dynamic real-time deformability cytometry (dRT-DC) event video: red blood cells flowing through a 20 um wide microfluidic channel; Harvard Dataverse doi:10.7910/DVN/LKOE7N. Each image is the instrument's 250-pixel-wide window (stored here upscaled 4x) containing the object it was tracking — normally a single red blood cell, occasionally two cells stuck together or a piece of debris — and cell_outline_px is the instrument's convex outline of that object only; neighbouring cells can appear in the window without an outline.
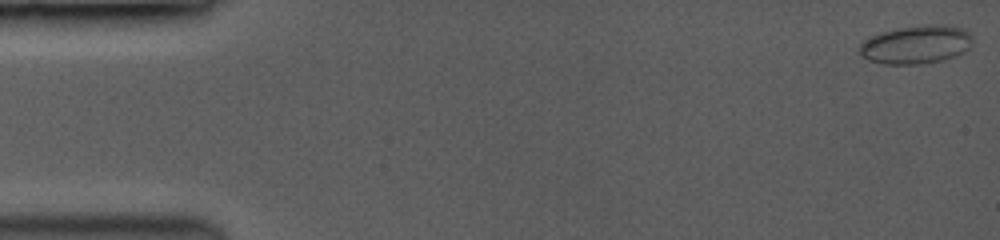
{"species": "common noctule bat (a hibernating species)", "species_latin": "Nyctalus noctula", "temperature_condition": "room temperature", "stored_images_in_passage": 82, "camera_frame_rate_fps": 3500, "um_per_image_px": 0.085, "animal": {"sex": "female", "body_mass_g": 19.0, "forearm_length_mm": 53.3}, "frame": {"image": 1, "passage_image": 1, "time_ms": 0.0, "image_size_px": [1000, 240], "cell_outline_px": [[968, 36], [960, 52], [952, 56], [940, 60], [920, 64], [888, 64], [868, 60], [860, 52], [860, 44], [864, 40], [884, 32], [904, 28], [960, 28]], "centroid_in_image_um": [77.67, 3.87], "position_along_channel_um": 7.3, "area_um2": 22.72}}
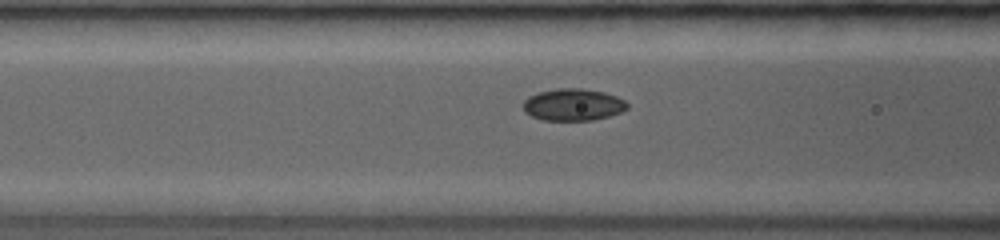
{"frame": {"image": 2, "passage_image": 33, "time_ms": 6.571, "image_size_px": [1000, 240], "cell_outline_px": [[628, 108], [620, 112], [608, 116], [592, 120], [544, 120], [532, 116], [524, 108], [524, 100], [540, 92], [560, 88], [580, 88], [604, 92], [616, 96], [624, 100], [628, 104]], "centroid_in_image_um": [48.76, 8.9], "position_along_channel_um": 117.8, "area_um2": 19.02}}
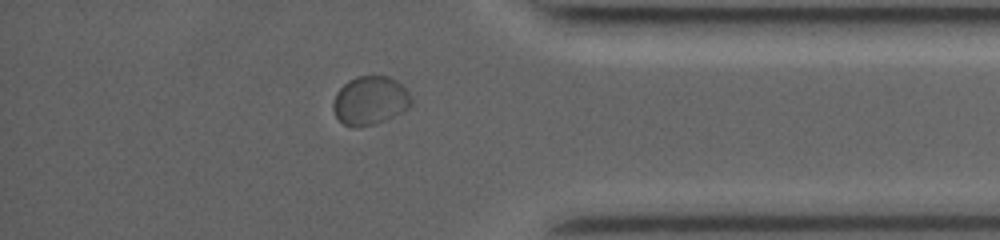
{"frame": {"image": 3, "passage_image": 70, "time_ms": 14.0, "image_size_px": [1000, 240], "cell_outline_px": [[412, 104], [404, 112], [376, 124], [356, 128], [352, 128], [344, 124], [336, 116], [332, 108], [332, 104], [336, 92], [348, 80], [356, 76], [388, 76], [396, 80], [412, 96]], "centroid_in_image_um": [31.46, 8.56], "position_along_channel_um": 403.7, "area_um2": 22.43}, "authors_computed_cell_mechanics": {"area_um2": 20.1144, "velocity_mm_per_s": 3.9451, "shape_relaxation_time_tau1_ms": null, "shape_relaxation_time_tau2_ms": 1.6398, "deformation_change_tau1": null, "deformation_change_tau2": 0.0264}}